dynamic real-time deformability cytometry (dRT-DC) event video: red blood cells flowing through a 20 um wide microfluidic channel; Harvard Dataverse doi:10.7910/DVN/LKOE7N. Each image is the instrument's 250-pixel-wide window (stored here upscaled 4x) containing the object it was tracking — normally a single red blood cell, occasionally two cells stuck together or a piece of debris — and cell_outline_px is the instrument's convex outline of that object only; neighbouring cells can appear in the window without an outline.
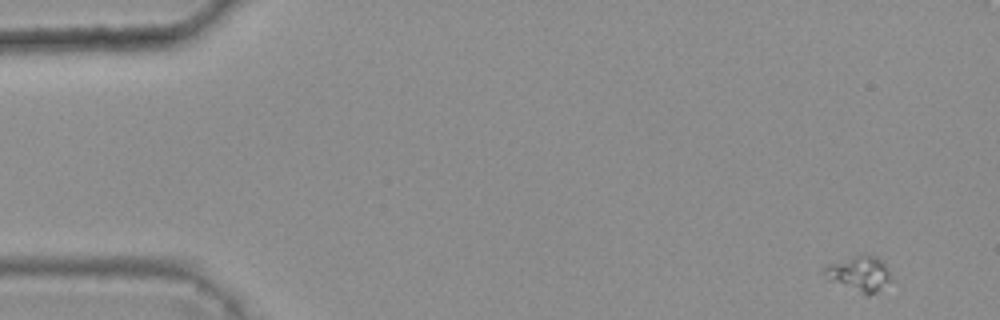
{"species": "common noctule bat (a hibernating species)", "species_latin": "Nyctalus noctula", "temperature_condition": "warm", "stored_images_in_passage": 5, "camera_frame_rate_fps": 3000, "um_per_image_px": 0.085, "animal": {"sex": "female", "body_mass_g": 25.1}, "frame": {"image": 1, "passage_image": 1, "time_ms": 0.0, "image_size_px": [1000, 320], "cell_outline_px": [[892, 280], [876, 292], [868, 296], [828, 280], [824, 276], [824, 268], [828, 264], [856, 256], [876, 256], [884, 260]], "centroid_in_image_um": [73.05, 23.28], "position_along_channel_um": 11.9, "area_um2": 13.53}}
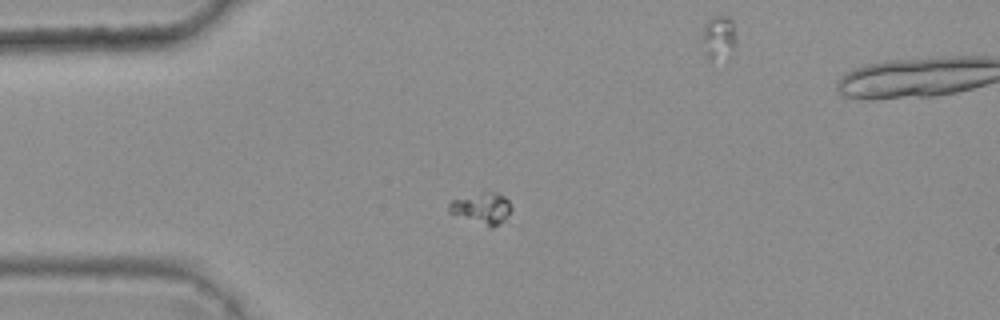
{"frame": {"image": 2, "passage_image": 4, "time_ms": 1.0, "image_size_px": [1000, 320], "cell_outline_px": [[512, 208], [508, 216], [504, 220], [492, 228], [488, 228], [448, 212], [448, 204], [452, 200], [484, 192], [496, 192], [504, 196], [508, 200]], "centroid_in_image_um": [40.96, 17.73], "position_along_channel_um": 44.0, "area_um2": 11.39}}